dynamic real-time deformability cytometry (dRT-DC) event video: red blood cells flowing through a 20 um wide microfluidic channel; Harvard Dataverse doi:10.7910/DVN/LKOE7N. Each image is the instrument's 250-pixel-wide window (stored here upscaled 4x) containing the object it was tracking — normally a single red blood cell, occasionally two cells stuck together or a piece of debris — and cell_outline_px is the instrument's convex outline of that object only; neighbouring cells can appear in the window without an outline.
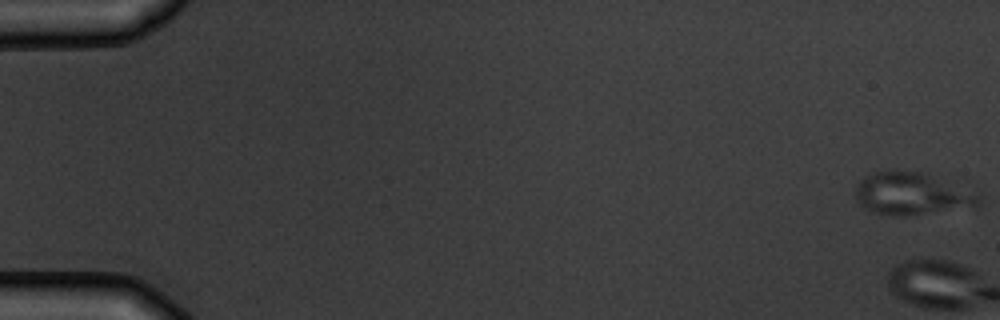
{"species": "common noctule bat (a hibernating species)", "species_latin": "Nyctalus noctula", "temperature_condition": "warm", "stored_images_in_passage": 6, "camera_frame_rate_fps": 3000, "um_per_image_px": 0.085, "animal": {"sex": "male", "body_mass_g": 19.5, "forearm_length_mm": 54.6}, "frame": {"image": 1, "passage_image": 1, "time_ms": 0.0, "image_size_px": [1000, 320], "cell_outline_px": [[984, 200], [980, 208], [904, 216], [888, 216], [872, 212], [864, 208], [856, 200], [856, 184], [864, 176], [872, 172], [920, 172], [968, 180], [984, 192]], "centroid_in_image_um": [77.87, 16.47], "position_along_channel_um": 7.1, "area_um2": 33.29}}